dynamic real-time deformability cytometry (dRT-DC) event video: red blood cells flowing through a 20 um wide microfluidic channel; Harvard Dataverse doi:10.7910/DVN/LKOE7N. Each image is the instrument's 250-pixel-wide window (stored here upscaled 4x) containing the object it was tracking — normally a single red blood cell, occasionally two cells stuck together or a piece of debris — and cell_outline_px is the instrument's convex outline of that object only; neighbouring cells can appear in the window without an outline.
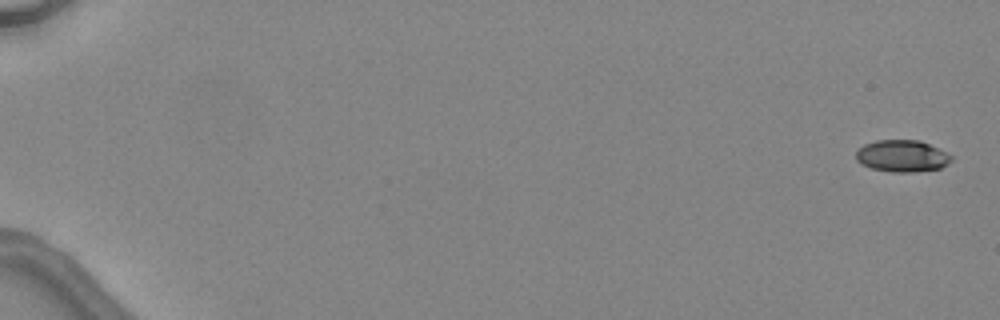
{"species": "common noctule bat (a hibernating species)", "species_latin": "Nyctalus noctula", "temperature_condition": "warm", "stored_images_in_passage": 6, "camera_frame_rate_fps": 3000, "um_per_image_px": 0.085, "animal": {"sex": "female", "body_mass_g": 24.6, "forearm_length_mm": 56.2}, "frame": {"image": 1, "passage_image": 1, "time_ms": 0.0, "image_size_px": [1000, 320], "cell_outline_px": [[952, 160], [948, 164], [940, 168], [916, 172], [888, 172], [872, 168], [856, 160], [856, 148], [864, 144], [876, 140], [920, 140], [952, 156]], "centroid_in_image_um": [76.65, 13.26], "position_along_channel_um": 8.4, "area_um2": 17.69}}
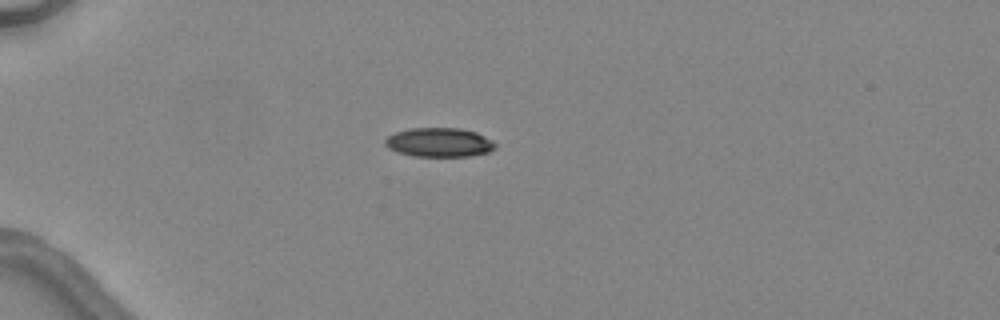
{"frame": {"image": 2, "passage_image": 4, "time_ms": 4.667, "image_size_px": [1000, 320], "cell_outline_px": [[496, 148], [488, 152], [468, 156], [412, 156], [396, 152], [388, 148], [384, 144], [384, 140], [388, 136], [396, 132], [412, 128], [460, 128], [476, 132], [492, 140], [496, 144]], "centroid_in_image_um": [37.32, 12.1], "position_along_channel_um": 47.7, "area_um2": 18.73}}